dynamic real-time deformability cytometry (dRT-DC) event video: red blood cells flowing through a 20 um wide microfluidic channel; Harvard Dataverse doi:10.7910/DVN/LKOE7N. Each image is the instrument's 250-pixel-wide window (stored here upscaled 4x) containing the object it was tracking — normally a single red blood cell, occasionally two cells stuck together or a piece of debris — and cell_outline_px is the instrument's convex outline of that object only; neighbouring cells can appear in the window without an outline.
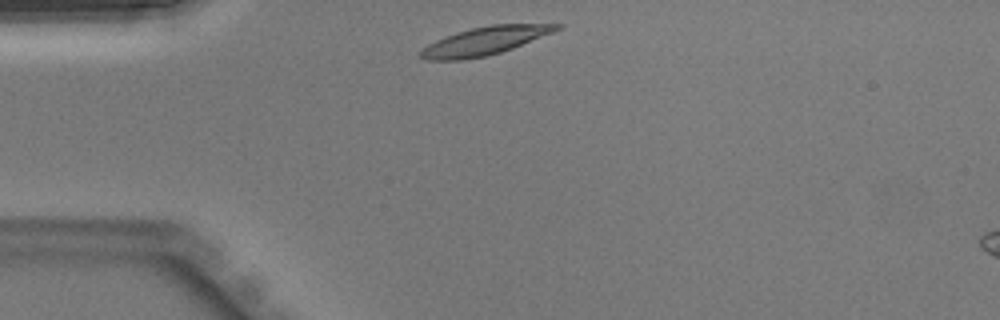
{"species": "Egyptian fruit bat (a non-hibernating species)", "species_latin": "Rousettus aegyptiacus", "temperature_condition": "warm", "stored_images_in_passage": 27, "camera_frame_rate_fps": 3000, "um_per_image_px": 0.085, "animal": {"sex": "male"}, "frame": {"image": 1, "passage_image": 1, "time_ms": 0.0, "image_size_px": [1000, 320], "cell_outline_px": [[564, 24], [560, 28], [552, 32], [512, 48], [500, 52], [484, 56], [460, 60], [424, 60], [420, 56], [420, 52], [428, 44], [436, 40], [456, 32], [472, 28], [492, 24]], "centroid_in_image_um": [41.17, 3.47], "position_along_channel_um": 43.8, "area_um2": 21.85}}
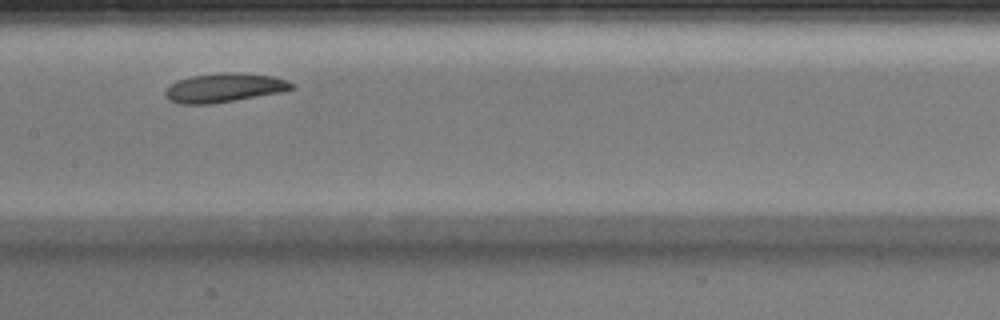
{"frame": {"image": 2, "passage_image": 12, "time_ms": 3.667, "image_size_px": [1000, 320], "cell_outline_px": [[296, 88], [280, 92], [212, 104], [180, 104], [168, 100], [164, 96], [164, 92], [176, 80], [192, 76], [220, 72], [236, 72], [276, 76], [296, 84]], "centroid_in_image_um": [19.07, 7.45], "position_along_channel_um": 188.3, "area_um2": 21.56}}
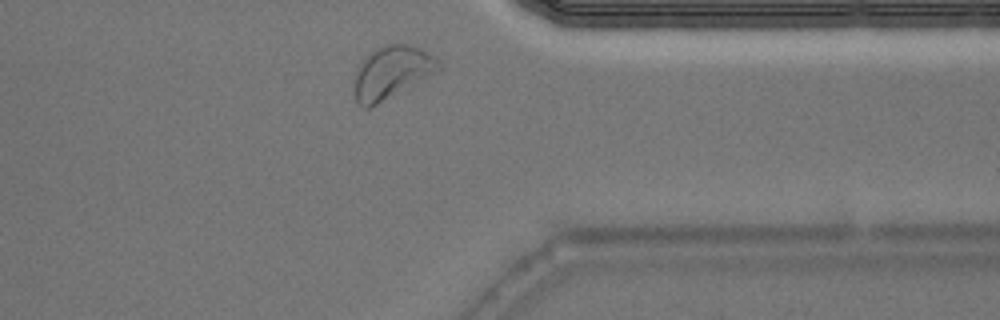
{"frame": {"image": 3, "passage_image": 25, "time_ms": 8.0, "image_size_px": [1000, 320], "cell_outline_px": [[440, 72], [368, 108], [364, 108], [356, 100], [352, 92], [352, 88], [356, 76], [364, 60], [376, 48], [384, 44], [408, 44], [420, 48], [432, 56], [440, 64]], "centroid_in_image_um": [33.31, 6.16], "position_along_channel_um": 378.1, "area_um2": 25.49}}